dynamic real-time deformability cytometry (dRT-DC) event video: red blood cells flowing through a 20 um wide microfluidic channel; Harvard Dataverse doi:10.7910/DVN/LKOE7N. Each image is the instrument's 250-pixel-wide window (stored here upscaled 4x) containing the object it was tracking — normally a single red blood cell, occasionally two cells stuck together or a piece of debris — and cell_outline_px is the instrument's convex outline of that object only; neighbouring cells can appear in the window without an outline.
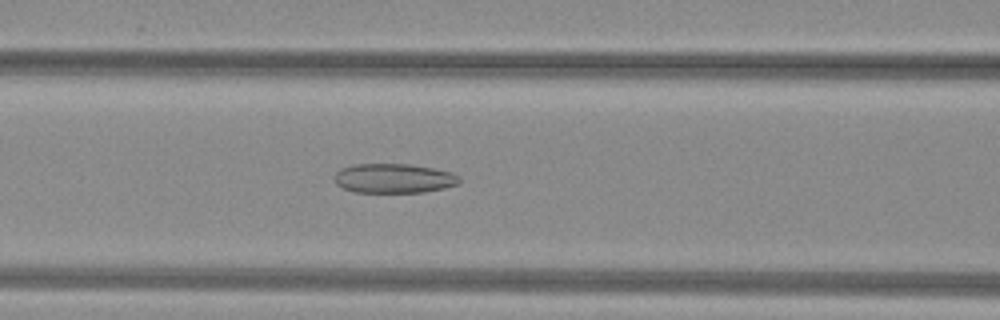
{"species": "common noctule bat (a hibernating species)", "species_latin": "Nyctalus noctula", "temperature_condition": "warm", "stored_images_in_passage": 35, "camera_frame_rate_fps": 3000, "um_per_image_px": 0.085, "animal": {"sex": "female", "body_mass_g": 29.2, "forearm_length_mm": 56.3}, "frame": {"image": 1, "passage_image": 11, "time_ms": 3.333, "image_size_px": [1000, 320], "cell_outline_px": [[460, 180], [456, 184], [444, 188], [424, 192], [356, 192], [344, 188], [336, 184], [332, 176], [340, 168], [352, 164], [412, 164], [452, 172], [460, 176]], "centroid_in_image_um": [33.44, 15.15], "position_along_channel_um": 133.2, "area_um2": 21.56}}
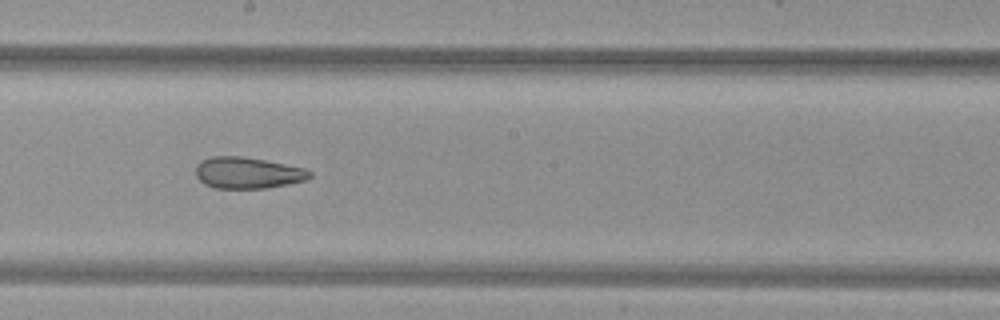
{"frame": {"image": 2, "passage_image": 18, "time_ms": 5.667, "image_size_px": [1000, 320], "cell_outline_px": [[312, 176], [304, 180], [288, 184], [268, 188], [216, 188], [204, 184], [196, 176], [196, 164], [200, 160], [212, 156], [244, 156], [308, 168], [312, 172]], "centroid_in_image_um": [21.06, 14.68], "position_along_channel_um": 227.1, "area_um2": 21.1}}
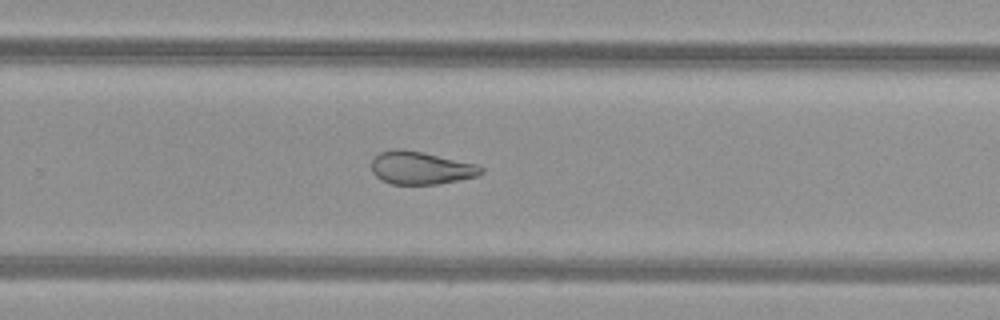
{"frame": {"image": 3, "passage_image": 23, "time_ms": 7.333, "image_size_px": [1000, 320], "cell_outline_px": [[484, 172], [480, 176], [440, 184], [392, 184], [380, 180], [372, 172], [372, 160], [380, 152], [396, 148], [400, 148], [424, 152], [476, 164], [484, 168]], "centroid_in_image_um": [35.79, 14.28], "position_along_channel_um": 294.0, "area_um2": 21.21}, "authors_computed_cell_mechanics": {"area_um2": 22.542, "velocity_mm_per_s": 4.0352, "shape_relaxation_time_tau1_ms": null, "shape_relaxation_time_tau2_ms": 3.3393, "deformation_change_tau1": null, "deformation_change_tau2": 0.1162}}